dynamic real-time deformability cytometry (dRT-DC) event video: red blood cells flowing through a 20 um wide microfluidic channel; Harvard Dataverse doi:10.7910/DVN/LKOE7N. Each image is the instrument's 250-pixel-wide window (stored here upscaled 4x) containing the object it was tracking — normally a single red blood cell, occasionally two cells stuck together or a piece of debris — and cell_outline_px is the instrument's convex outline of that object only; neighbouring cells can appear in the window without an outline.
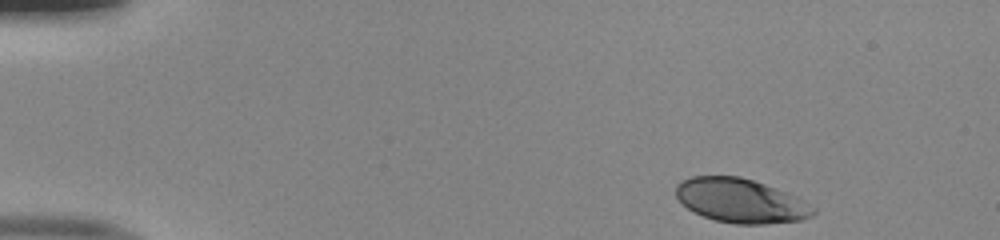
{"species": "human", "species_latin": "Homo sapiens", "temperature_condition": "room temperature", "stored_images_in_passage": 46, "camera_frame_rate_fps": 3000, "um_per_image_px": 0.085, "donor": {"sex": "male"}, "frame": {"image": 1, "passage_image": 1, "time_ms": 0.0, "image_size_px": [1000, 240], "cell_outline_px": [[816, 212], [812, 216], [800, 220], [764, 224], [736, 224], [716, 220], [692, 212], [676, 196], [676, 184], [680, 180], [692, 176], [740, 176], [788, 192], [804, 200], [816, 208]], "centroid_in_image_um": [62.97, 17.05], "position_along_channel_um": 22.0, "area_um2": 35.37}}
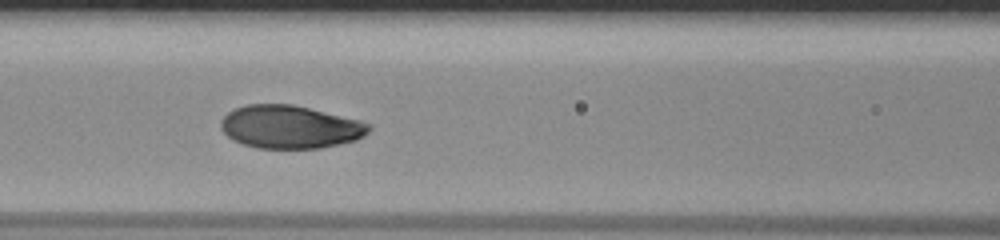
{"frame": {"image": 2, "passage_image": 18, "time_ms": 5.667, "image_size_px": [1000, 240], "cell_outline_px": [[372, 128], [364, 136], [356, 140], [340, 144], [320, 148], [256, 148], [232, 140], [220, 128], [220, 120], [228, 112], [236, 108], [248, 104], [292, 104], [360, 120], [372, 124]], "centroid_in_image_um": [24.67, 10.79], "position_along_channel_um": 141.9, "area_um2": 37.22}}
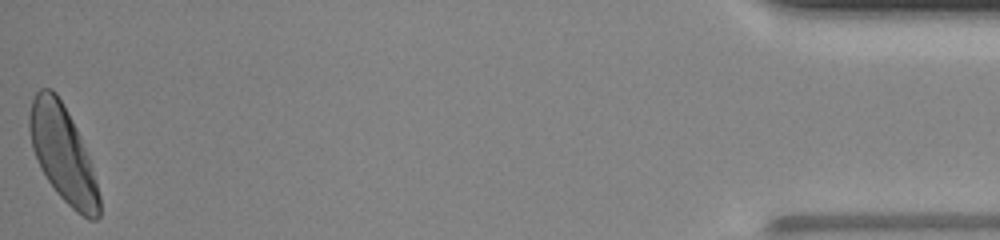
{"frame": {"image": 3, "passage_image": 46, "time_ms": 15.0, "image_size_px": [1000, 240], "cell_outline_px": [[100, 216], [96, 220], [88, 220], [76, 212], [56, 192], [40, 168], [32, 148], [28, 128], [28, 116], [32, 100], [36, 92], [40, 88], [52, 88], [56, 92], [68, 112], [80, 136], [88, 156], [96, 180], [100, 196]], "centroid_in_image_um": [5.33, 13.08], "position_along_channel_um": 429.9, "area_um2": 38.96}, "authors_computed_cell_mechanics": {"area_um2": 37.6567, "velocity_mm_per_s": 3.9976, "shape_relaxation_time_tau1_ms": 2.5187, "shape_relaxation_time_tau2_ms": null, "deformation_change_tau1": 0.1455, "deformation_change_tau2": null}}